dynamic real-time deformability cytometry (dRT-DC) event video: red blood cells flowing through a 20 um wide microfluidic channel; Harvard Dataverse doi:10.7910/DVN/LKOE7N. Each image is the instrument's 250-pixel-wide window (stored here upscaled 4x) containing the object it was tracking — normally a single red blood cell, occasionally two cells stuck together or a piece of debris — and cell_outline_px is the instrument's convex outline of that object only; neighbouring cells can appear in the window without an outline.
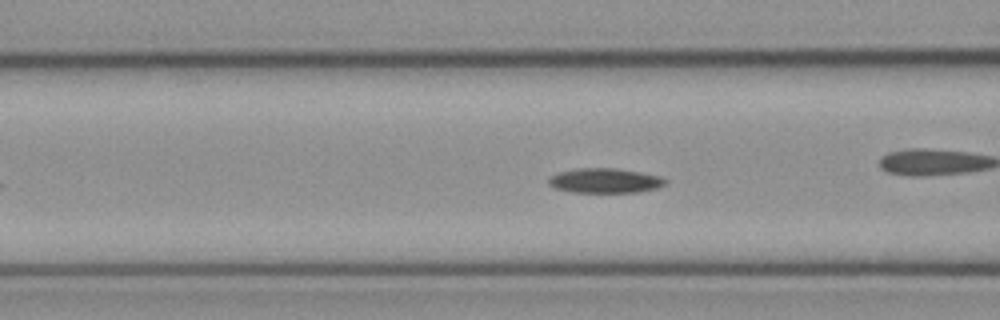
{"species": "common noctule bat (a hibernating species)", "species_latin": "Nyctalus noctula", "temperature_condition": "cold", "stored_images_in_passage": 49, "camera_frame_rate_fps": 3000, "um_per_image_px": 0.085, "animal": {"sex": "female", "body_mass_g": 21.9}, "frame": {"image": 1, "passage_image": 15, "time_ms": 4.667, "image_size_px": [1000, 320], "cell_outline_px": [[668, 184], [656, 188], [636, 192], [572, 192], [556, 188], [548, 184], [548, 180], [552, 176], [560, 172], [580, 168], [616, 168], [640, 172], [660, 176], [668, 180]], "centroid_in_image_um": [51.47, 15.35], "position_along_channel_um": 115.1, "area_um2": 16.7}}
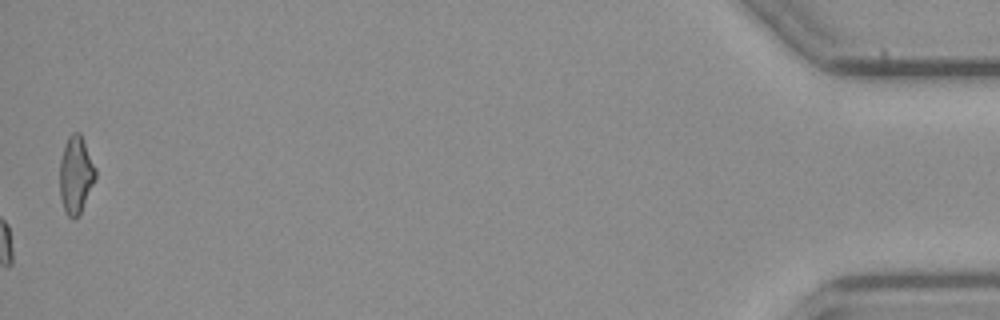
{"frame": {"image": 2, "passage_image": 49, "time_ms": 16.0, "image_size_px": [1000, 320], "cell_outline_px": [[96, 176], [80, 212], [76, 216], [68, 216], [64, 208], [60, 196], [60, 160], [64, 144], [68, 136], [72, 132], [80, 132], [96, 168]], "centroid_in_image_um": [6.43, 14.78], "position_along_channel_um": 428.8, "area_um2": 15.78}}